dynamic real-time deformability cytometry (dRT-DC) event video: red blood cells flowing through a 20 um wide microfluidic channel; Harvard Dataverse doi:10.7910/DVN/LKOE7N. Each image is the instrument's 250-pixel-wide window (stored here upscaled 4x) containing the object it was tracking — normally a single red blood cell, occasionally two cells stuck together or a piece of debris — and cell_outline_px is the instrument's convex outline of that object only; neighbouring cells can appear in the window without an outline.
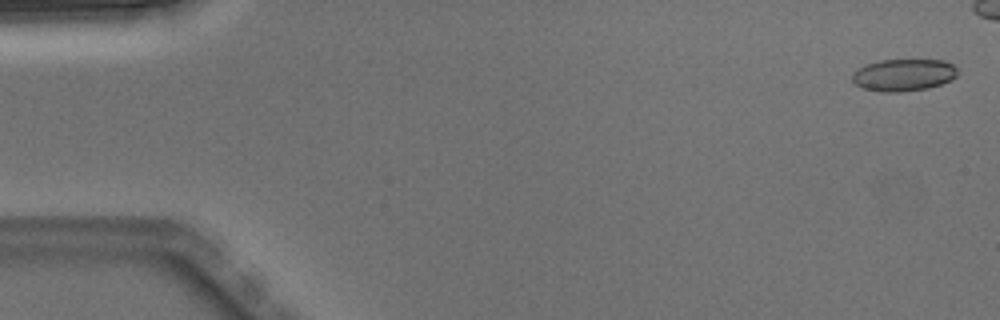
{"species": "Egyptian fruit bat (a non-hibernating species)", "species_latin": "Rousettus aegyptiacus", "temperature_condition": "warm", "stored_images_in_passage": 4, "camera_frame_rate_fps": 3000, "um_per_image_px": 0.085, "animal": {"sex": "male"}, "frame": {"image": 1, "passage_image": 1, "time_ms": 0.0, "image_size_px": [1000, 320], "cell_outline_px": [[956, 76], [952, 80], [928, 88], [900, 92], [880, 92], [864, 88], [856, 84], [852, 80], [852, 72], [868, 64], [880, 60], [944, 60], [952, 64], [956, 68]], "centroid_in_image_um": [76.81, 6.38], "position_along_channel_um": 8.2, "area_um2": 19.59}}